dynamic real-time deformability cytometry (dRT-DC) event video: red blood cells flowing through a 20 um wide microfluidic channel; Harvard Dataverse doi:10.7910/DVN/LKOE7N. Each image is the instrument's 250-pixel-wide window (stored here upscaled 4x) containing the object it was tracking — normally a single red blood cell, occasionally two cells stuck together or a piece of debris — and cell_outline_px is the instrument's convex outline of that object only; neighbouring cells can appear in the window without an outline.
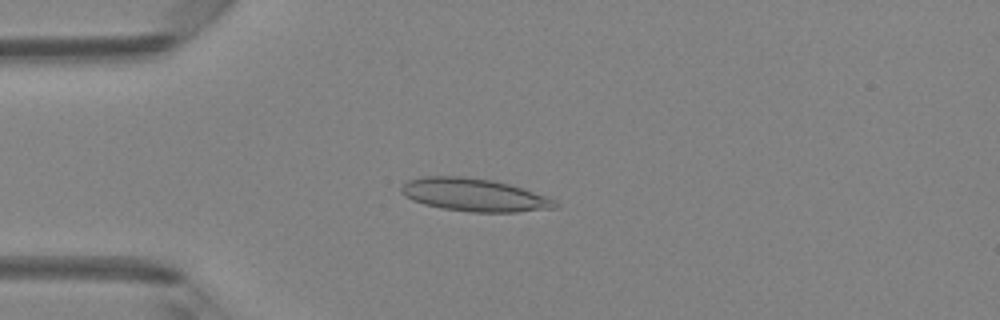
{"species": "Egyptian fruit bat (a non-hibernating species)", "species_latin": "Rousettus aegyptiacus", "temperature_condition": "room temperature", "stored_images_in_passage": 42, "camera_frame_rate_fps": 3000, "um_per_image_px": 0.085, "animal": {"sex": "female"}, "frame": {"image": 1, "passage_image": 11, "time_ms": 3.333, "image_size_px": [1000, 320], "cell_outline_px": [[560, 204], [556, 208], [516, 212], [468, 212], [440, 208], [424, 204], [412, 200], [404, 196], [400, 192], [400, 188], [408, 180], [424, 176], [464, 176], [492, 180], [508, 184], [556, 200]], "centroid_in_image_um": [40.27, 16.57], "position_along_channel_um": 44.7, "area_um2": 29.48}}
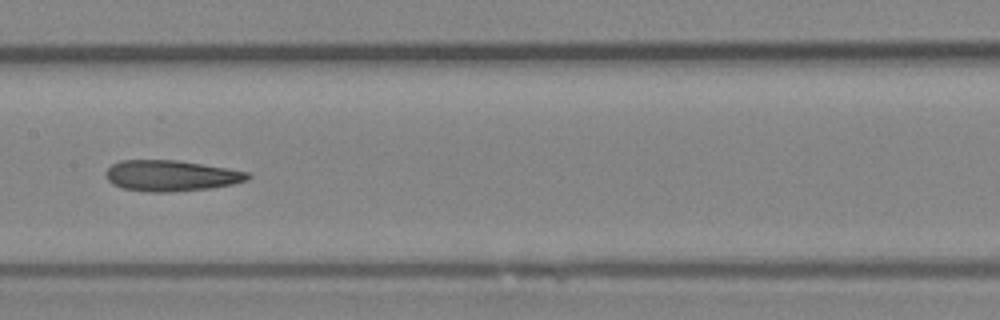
{"frame": {"image": 2, "passage_image": 23, "time_ms": 7.333, "image_size_px": [1000, 320], "cell_outline_px": [[252, 176], [248, 180], [232, 184], [212, 188], [168, 192], [148, 192], [124, 188], [112, 184], [108, 180], [104, 172], [112, 164], [120, 160], [176, 160], [228, 168], [248, 172]], "centroid_in_image_um": [14.54, 14.93], "position_along_channel_um": 192.9, "area_um2": 25.61}}
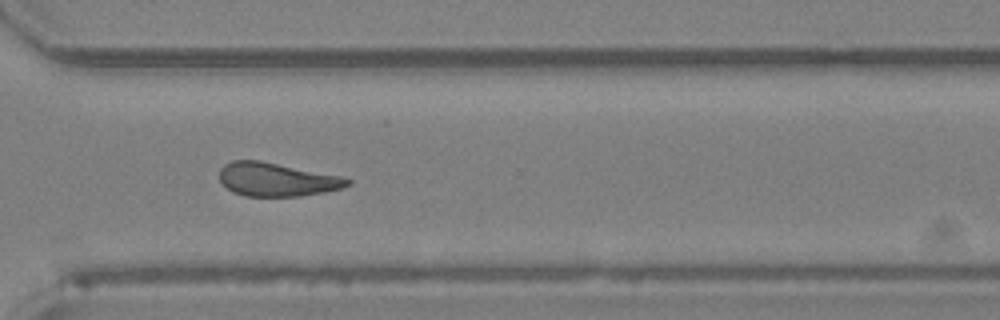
{"frame": {"image": 3, "passage_image": 34, "time_ms": 11.0, "image_size_px": [1000, 320], "cell_outline_px": [[352, 184], [344, 188], [324, 192], [300, 196], [244, 196], [232, 192], [220, 180], [220, 168], [224, 164], [232, 160], [260, 160], [344, 176], [352, 180]], "centroid_in_image_um": [23.57, 15.25], "position_along_channel_um": 347.0, "area_um2": 25.32}, "authors_computed_cell_mechanics": {"area_um2": 25.6054, "velocity_mm_per_s": 4.2144, "shape_relaxation_time_tau1_ms": null, "shape_relaxation_time_tau2_ms": 5.656, "deformation_change_tau1": null, "deformation_change_tau2": 0.1579}}